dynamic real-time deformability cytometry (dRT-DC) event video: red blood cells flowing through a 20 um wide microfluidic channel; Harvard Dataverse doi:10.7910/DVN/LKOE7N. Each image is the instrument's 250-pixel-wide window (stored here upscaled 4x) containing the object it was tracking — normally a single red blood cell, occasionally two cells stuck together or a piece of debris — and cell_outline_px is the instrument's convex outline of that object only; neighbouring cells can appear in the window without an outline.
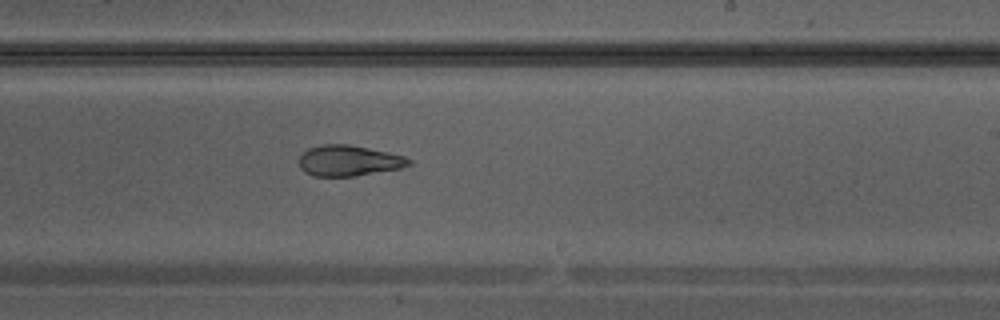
{"species": "Egyptian fruit bat (a non-hibernating species)", "species_latin": "Rousettus aegyptiacus", "temperature_condition": "warm", "stored_images_in_passage": 33, "camera_frame_rate_fps": 3000, "um_per_image_px": 0.085, "animal": {"sex": "male"}, "frame": {"image": 1, "passage_image": 19, "time_ms": 6.0, "image_size_px": [1000, 320], "cell_outline_px": [[412, 164], [400, 168], [352, 176], [312, 176], [304, 172], [300, 168], [300, 156], [308, 148], [320, 144], [348, 144], [388, 152], [404, 156], [412, 160]], "centroid_in_image_um": [29.63, 13.65], "position_along_channel_um": 259.4, "area_um2": 19.59}}